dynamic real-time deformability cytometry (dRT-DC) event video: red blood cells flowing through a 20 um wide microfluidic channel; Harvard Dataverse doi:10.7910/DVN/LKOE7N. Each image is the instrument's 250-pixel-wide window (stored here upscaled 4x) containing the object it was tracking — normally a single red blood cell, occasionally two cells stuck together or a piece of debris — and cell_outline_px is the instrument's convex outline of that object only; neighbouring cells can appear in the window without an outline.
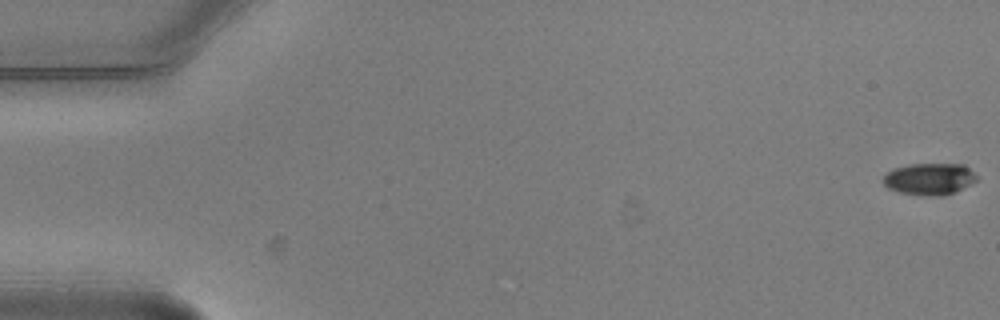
{"species": "common noctule bat (a hibernating species)", "species_latin": "Nyctalus noctula", "temperature_condition": "warm", "stored_images_in_passage": 7, "camera_frame_rate_fps": 3000, "um_per_image_px": 0.085, "animal": {"sex": "male", "body_mass_g": 20.5, "forearm_length_mm": 52.5}, "frame": {"image": 1, "passage_image": 1, "time_ms": 0.0, "image_size_px": [1000, 320], "cell_outline_px": [[976, 180], [972, 184], [956, 192], [944, 196], [932, 196], [900, 192], [888, 188], [884, 184], [884, 176], [888, 172], [896, 168], [908, 164], [964, 164], [976, 176]], "centroid_in_image_um": [79.03, 15.21], "position_along_channel_um": 6.0, "area_um2": 17.17}}
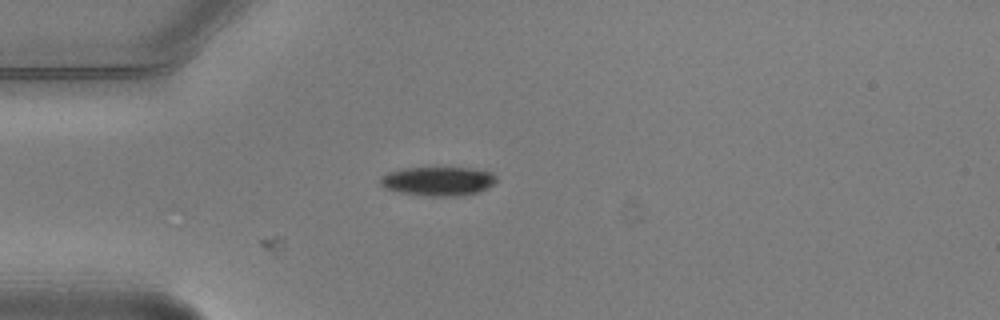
{"frame": {"image": 2, "passage_image": 5, "time_ms": 1.333, "image_size_px": [1000, 320], "cell_outline_px": [[496, 180], [488, 188], [476, 192], [460, 196], [428, 196], [400, 192], [384, 188], [380, 184], [380, 176], [388, 172], [404, 168], [472, 168], [492, 172], [496, 176]], "centroid_in_image_um": [37.22, 15.4], "position_along_channel_um": 47.8, "area_um2": 19.59}}
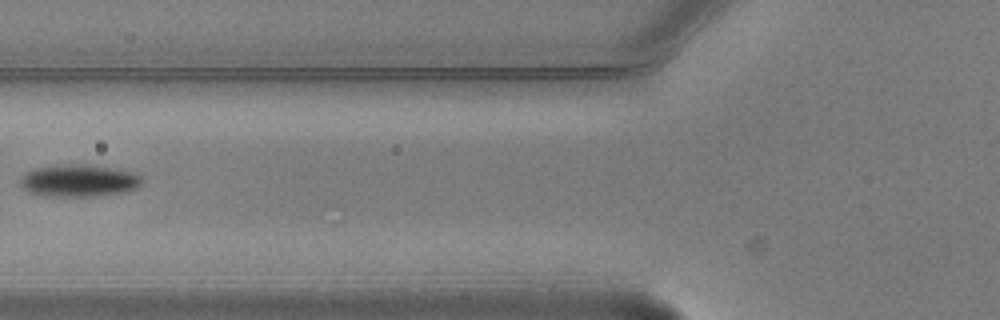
{"frame": {"image": 3, "passage_image": 7, "time_ms": 2.0, "image_size_px": [1000, 320], "cell_outline_px": [[140, 184], [136, 188], [124, 192], [92, 196], [56, 196], [28, 192], [20, 184], [20, 176], [32, 168], [64, 164], [84, 164], [116, 168], [132, 172], [140, 176]], "centroid_in_image_um": [6.67, 15.33], "position_along_channel_um": 119.1, "area_um2": 22.72}}